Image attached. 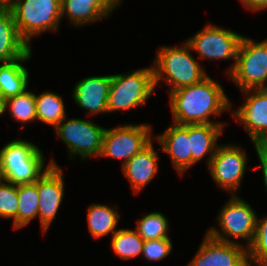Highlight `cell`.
I'll list each match as a JSON object with an SVG mask.
<instances>
[{
	"label": "cell",
	"mask_w": 267,
	"mask_h": 266,
	"mask_svg": "<svg viewBox=\"0 0 267 266\" xmlns=\"http://www.w3.org/2000/svg\"><path fill=\"white\" fill-rule=\"evenodd\" d=\"M173 123L186 124H226L213 121L233 105L223 86L209 75L201 82L185 86L167 94Z\"/></svg>",
	"instance_id": "6da1fadb"
},
{
	"label": "cell",
	"mask_w": 267,
	"mask_h": 266,
	"mask_svg": "<svg viewBox=\"0 0 267 266\" xmlns=\"http://www.w3.org/2000/svg\"><path fill=\"white\" fill-rule=\"evenodd\" d=\"M190 45H161L153 59L155 87L170 86L167 94L179 88L201 82L208 76L199 59L193 56ZM163 80H165L163 82ZM163 82V83H161Z\"/></svg>",
	"instance_id": "7a4b0ae2"
},
{
	"label": "cell",
	"mask_w": 267,
	"mask_h": 266,
	"mask_svg": "<svg viewBox=\"0 0 267 266\" xmlns=\"http://www.w3.org/2000/svg\"><path fill=\"white\" fill-rule=\"evenodd\" d=\"M46 160L42 149L32 141L19 138L9 141L0 148L1 180L14 185L33 184L51 165L58 166L53 157Z\"/></svg>",
	"instance_id": "3957f363"
},
{
	"label": "cell",
	"mask_w": 267,
	"mask_h": 266,
	"mask_svg": "<svg viewBox=\"0 0 267 266\" xmlns=\"http://www.w3.org/2000/svg\"><path fill=\"white\" fill-rule=\"evenodd\" d=\"M257 216L250 203L240 195H231L215 218L217 226L215 224L208 228L206 233L218 241L236 243L248 248L255 236Z\"/></svg>",
	"instance_id": "277c9868"
},
{
	"label": "cell",
	"mask_w": 267,
	"mask_h": 266,
	"mask_svg": "<svg viewBox=\"0 0 267 266\" xmlns=\"http://www.w3.org/2000/svg\"><path fill=\"white\" fill-rule=\"evenodd\" d=\"M156 91L153 66L112 74L108 94V113L144 107Z\"/></svg>",
	"instance_id": "5b68a950"
},
{
	"label": "cell",
	"mask_w": 267,
	"mask_h": 266,
	"mask_svg": "<svg viewBox=\"0 0 267 266\" xmlns=\"http://www.w3.org/2000/svg\"><path fill=\"white\" fill-rule=\"evenodd\" d=\"M11 11L21 38L31 47L32 39L61 27V0H14Z\"/></svg>",
	"instance_id": "8992f818"
},
{
	"label": "cell",
	"mask_w": 267,
	"mask_h": 266,
	"mask_svg": "<svg viewBox=\"0 0 267 266\" xmlns=\"http://www.w3.org/2000/svg\"><path fill=\"white\" fill-rule=\"evenodd\" d=\"M105 129L91 119L65 117L54 132L66 144L70 161L80 158L85 162L100 156Z\"/></svg>",
	"instance_id": "52a82bcc"
},
{
	"label": "cell",
	"mask_w": 267,
	"mask_h": 266,
	"mask_svg": "<svg viewBox=\"0 0 267 266\" xmlns=\"http://www.w3.org/2000/svg\"><path fill=\"white\" fill-rule=\"evenodd\" d=\"M228 78L241 92L267 88V38L257 42L243 35Z\"/></svg>",
	"instance_id": "ba28073f"
},
{
	"label": "cell",
	"mask_w": 267,
	"mask_h": 266,
	"mask_svg": "<svg viewBox=\"0 0 267 266\" xmlns=\"http://www.w3.org/2000/svg\"><path fill=\"white\" fill-rule=\"evenodd\" d=\"M243 34L231 29L220 27L208 22L201 30L186 38L192 51L198 54L201 61H233L226 70L227 76L232 72L236 63L237 52Z\"/></svg>",
	"instance_id": "9c48e42d"
},
{
	"label": "cell",
	"mask_w": 267,
	"mask_h": 266,
	"mask_svg": "<svg viewBox=\"0 0 267 266\" xmlns=\"http://www.w3.org/2000/svg\"><path fill=\"white\" fill-rule=\"evenodd\" d=\"M150 123L122 124L105 129L99 158L121 160L123 165L144 149L153 139L154 131Z\"/></svg>",
	"instance_id": "30bf717a"
},
{
	"label": "cell",
	"mask_w": 267,
	"mask_h": 266,
	"mask_svg": "<svg viewBox=\"0 0 267 266\" xmlns=\"http://www.w3.org/2000/svg\"><path fill=\"white\" fill-rule=\"evenodd\" d=\"M246 152L242 145L220 143L207 167L215 185L219 190L230 193L229 196L238 195L247 167L252 168L247 166Z\"/></svg>",
	"instance_id": "8fae6325"
},
{
	"label": "cell",
	"mask_w": 267,
	"mask_h": 266,
	"mask_svg": "<svg viewBox=\"0 0 267 266\" xmlns=\"http://www.w3.org/2000/svg\"><path fill=\"white\" fill-rule=\"evenodd\" d=\"M244 102L230 114L243 125L254 147L267 144V88L251 89L241 92Z\"/></svg>",
	"instance_id": "7c38bea8"
},
{
	"label": "cell",
	"mask_w": 267,
	"mask_h": 266,
	"mask_svg": "<svg viewBox=\"0 0 267 266\" xmlns=\"http://www.w3.org/2000/svg\"><path fill=\"white\" fill-rule=\"evenodd\" d=\"M64 170L60 165L53 166L37 180L39 195L38 219L43 235H47L53 220L62 206L65 192Z\"/></svg>",
	"instance_id": "4fadbf2b"
},
{
	"label": "cell",
	"mask_w": 267,
	"mask_h": 266,
	"mask_svg": "<svg viewBox=\"0 0 267 266\" xmlns=\"http://www.w3.org/2000/svg\"><path fill=\"white\" fill-rule=\"evenodd\" d=\"M203 237L196 254L185 266H244L248 262L245 246L218 241L207 233Z\"/></svg>",
	"instance_id": "5bb4252c"
},
{
	"label": "cell",
	"mask_w": 267,
	"mask_h": 266,
	"mask_svg": "<svg viewBox=\"0 0 267 266\" xmlns=\"http://www.w3.org/2000/svg\"><path fill=\"white\" fill-rule=\"evenodd\" d=\"M111 83L110 75L88 76L74 85L73 101L88 116L108 113L107 101Z\"/></svg>",
	"instance_id": "9a60e30c"
},
{
	"label": "cell",
	"mask_w": 267,
	"mask_h": 266,
	"mask_svg": "<svg viewBox=\"0 0 267 266\" xmlns=\"http://www.w3.org/2000/svg\"><path fill=\"white\" fill-rule=\"evenodd\" d=\"M156 139V140H155ZM163 153H167L175 171L182 177L191 168L190 139L188 124L173 123L164 132L154 135Z\"/></svg>",
	"instance_id": "2e32d148"
},
{
	"label": "cell",
	"mask_w": 267,
	"mask_h": 266,
	"mask_svg": "<svg viewBox=\"0 0 267 266\" xmlns=\"http://www.w3.org/2000/svg\"><path fill=\"white\" fill-rule=\"evenodd\" d=\"M153 141L121 168L132 191L137 195L157 176L159 171V151L155 149Z\"/></svg>",
	"instance_id": "e0dca14e"
},
{
	"label": "cell",
	"mask_w": 267,
	"mask_h": 266,
	"mask_svg": "<svg viewBox=\"0 0 267 266\" xmlns=\"http://www.w3.org/2000/svg\"><path fill=\"white\" fill-rule=\"evenodd\" d=\"M62 19L68 20L74 28L96 24L106 20L117 10L111 0H61Z\"/></svg>",
	"instance_id": "ac0fdd59"
},
{
	"label": "cell",
	"mask_w": 267,
	"mask_h": 266,
	"mask_svg": "<svg viewBox=\"0 0 267 266\" xmlns=\"http://www.w3.org/2000/svg\"><path fill=\"white\" fill-rule=\"evenodd\" d=\"M227 124H188V137L190 139L191 168L206 158L208 167L213 158L219 138L223 135Z\"/></svg>",
	"instance_id": "d6986e66"
},
{
	"label": "cell",
	"mask_w": 267,
	"mask_h": 266,
	"mask_svg": "<svg viewBox=\"0 0 267 266\" xmlns=\"http://www.w3.org/2000/svg\"><path fill=\"white\" fill-rule=\"evenodd\" d=\"M32 48L21 38L11 9H0V63L24 57Z\"/></svg>",
	"instance_id": "ffe728a7"
},
{
	"label": "cell",
	"mask_w": 267,
	"mask_h": 266,
	"mask_svg": "<svg viewBox=\"0 0 267 266\" xmlns=\"http://www.w3.org/2000/svg\"><path fill=\"white\" fill-rule=\"evenodd\" d=\"M32 54L31 49L24 57L0 63V94L5 99L22 94L29 88L30 72L25 63L30 62Z\"/></svg>",
	"instance_id": "44dd1931"
},
{
	"label": "cell",
	"mask_w": 267,
	"mask_h": 266,
	"mask_svg": "<svg viewBox=\"0 0 267 266\" xmlns=\"http://www.w3.org/2000/svg\"><path fill=\"white\" fill-rule=\"evenodd\" d=\"M117 205L104 203H93L87 208L88 232L94 239H101L105 236L114 235L118 229L121 214Z\"/></svg>",
	"instance_id": "7402d4cb"
},
{
	"label": "cell",
	"mask_w": 267,
	"mask_h": 266,
	"mask_svg": "<svg viewBox=\"0 0 267 266\" xmlns=\"http://www.w3.org/2000/svg\"><path fill=\"white\" fill-rule=\"evenodd\" d=\"M56 93L51 90L41 94L35 92L37 122L50 125L53 129L67 117L63 97Z\"/></svg>",
	"instance_id": "603a6c76"
},
{
	"label": "cell",
	"mask_w": 267,
	"mask_h": 266,
	"mask_svg": "<svg viewBox=\"0 0 267 266\" xmlns=\"http://www.w3.org/2000/svg\"><path fill=\"white\" fill-rule=\"evenodd\" d=\"M19 208L17 216L12 220L13 230H19L38 218L39 195L37 181L33 184L17 185Z\"/></svg>",
	"instance_id": "cb8c5ba5"
},
{
	"label": "cell",
	"mask_w": 267,
	"mask_h": 266,
	"mask_svg": "<svg viewBox=\"0 0 267 266\" xmlns=\"http://www.w3.org/2000/svg\"><path fill=\"white\" fill-rule=\"evenodd\" d=\"M111 237V250L122 260L141 256L144 240L134 229L118 228Z\"/></svg>",
	"instance_id": "d4e9b609"
},
{
	"label": "cell",
	"mask_w": 267,
	"mask_h": 266,
	"mask_svg": "<svg viewBox=\"0 0 267 266\" xmlns=\"http://www.w3.org/2000/svg\"><path fill=\"white\" fill-rule=\"evenodd\" d=\"M5 111L20 125L37 122L35 91L27 89L22 94L6 99Z\"/></svg>",
	"instance_id": "484cf974"
},
{
	"label": "cell",
	"mask_w": 267,
	"mask_h": 266,
	"mask_svg": "<svg viewBox=\"0 0 267 266\" xmlns=\"http://www.w3.org/2000/svg\"><path fill=\"white\" fill-rule=\"evenodd\" d=\"M169 218L161 211L146 213L136 221L135 231L144 240L171 239L169 233Z\"/></svg>",
	"instance_id": "4316f807"
},
{
	"label": "cell",
	"mask_w": 267,
	"mask_h": 266,
	"mask_svg": "<svg viewBox=\"0 0 267 266\" xmlns=\"http://www.w3.org/2000/svg\"><path fill=\"white\" fill-rule=\"evenodd\" d=\"M247 252L249 262L267 259V215L257 216L255 236Z\"/></svg>",
	"instance_id": "83f0119b"
},
{
	"label": "cell",
	"mask_w": 267,
	"mask_h": 266,
	"mask_svg": "<svg viewBox=\"0 0 267 266\" xmlns=\"http://www.w3.org/2000/svg\"><path fill=\"white\" fill-rule=\"evenodd\" d=\"M17 185L0 180V218L14 219L19 208Z\"/></svg>",
	"instance_id": "f1b7e54d"
},
{
	"label": "cell",
	"mask_w": 267,
	"mask_h": 266,
	"mask_svg": "<svg viewBox=\"0 0 267 266\" xmlns=\"http://www.w3.org/2000/svg\"><path fill=\"white\" fill-rule=\"evenodd\" d=\"M172 239H155L144 241L142 258L149 262H159L173 251Z\"/></svg>",
	"instance_id": "f546056e"
},
{
	"label": "cell",
	"mask_w": 267,
	"mask_h": 266,
	"mask_svg": "<svg viewBox=\"0 0 267 266\" xmlns=\"http://www.w3.org/2000/svg\"><path fill=\"white\" fill-rule=\"evenodd\" d=\"M256 155L258 158L259 167L262 170L263 185L267 193V144H259L255 146Z\"/></svg>",
	"instance_id": "4dcf8cb0"
},
{
	"label": "cell",
	"mask_w": 267,
	"mask_h": 266,
	"mask_svg": "<svg viewBox=\"0 0 267 266\" xmlns=\"http://www.w3.org/2000/svg\"><path fill=\"white\" fill-rule=\"evenodd\" d=\"M244 9L251 13H261L267 10V0H239Z\"/></svg>",
	"instance_id": "1f68e13d"
},
{
	"label": "cell",
	"mask_w": 267,
	"mask_h": 266,
	"mask_svg": "<svg viewBox=\"0 0 267 266\" xmlns=\"http://www.w3.org/2000/svg\"><path fill=\"white\" fill-rule=\"evenodd\" d=\"M6 99L0 94V118L6 114L5 111Z\"/></svg>",
	"instance_id": "d6a6232c"
},
{
	"label": "cell",
	"mask_w": 267,
	"mask_h": 266,
	"mask_svg": "<svg viewBox=\"0 0 267 266\" xmlns=\"http://www.w3.org/2000/svg\"><path fill=\"white\" fill-rule=\"evenodd\" d=\"M14 0H0V8L11 9Z\"/></svg>",
	"instance_id": "836d02e7"
},
{
	"label": "cell",
	"mask_w": 267,
	"mask_h": 266,
	"mask_svg": "<svg viewBox=\"0 0 267 266\" xmlns=\"http://www.w3.org/2000/svg\"><path fill=\"white\" fill-rule=\"evenodd\" d=\"M124 2V0H111V3L116 7H119L120 5H122V3Z\"/></svg>",
	"instance_id": "e575fe53"
},
{
	"label": "cell",
	"mask_w": 267,
	"mask_h": 266,
	"mask_svg": "<svg viewBox=\"0 0 267 266\" xmlns=\"http://www.w3.org/2000/svg\"><path fill=\"white\" fill-rule=\"evenodd\" d=\"M258 266H267V259L259 260L256 262Z\"/></svg>",
	"instance_id": "d590c367"
},
{
	"label": "cell",
	"mask_w": 267,
	"mask_h": 266,
	"mask_svg": "<svg viewBox=\"0 0 267 266\" xmlns=\"http://www.w3.org/2000/svg\"><path fill=\"white\" fill-rule=\"evenodd\" d=\"M244 266H258L256 263L247 262Z\"/></svg>",
	"instance_id": "8d00e7d4"
}]
</instances>
